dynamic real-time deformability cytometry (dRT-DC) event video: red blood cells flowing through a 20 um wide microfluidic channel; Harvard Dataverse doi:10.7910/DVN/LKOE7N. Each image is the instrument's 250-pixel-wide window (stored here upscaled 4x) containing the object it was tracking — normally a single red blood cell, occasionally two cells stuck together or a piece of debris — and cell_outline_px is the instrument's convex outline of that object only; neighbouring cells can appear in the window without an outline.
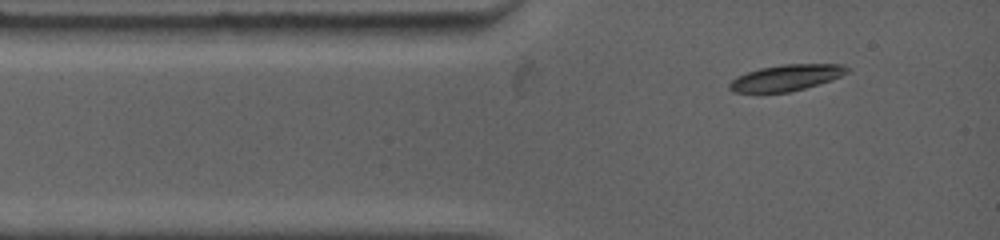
{"species": "common noctule bat (a hibernating species)", "species_latin": "Nyctalus noctula", "temperature_condition": "warm", "stored_images_in_passage": 59, "camera_frame_rate_fps": 4500, "um_per_image_px": 0.085, "animal": {"sex": "female", "body_mass_g": 19.0, "forearm_length_mm": 53.3}, "frame": {"image": 1, "passage_image": 1, "time_ms": 0.0, "image_size_px": [1000, 240], "cell_outline_px": [[848, 72], [832, 80], [804, 88], [788, 92], [732, 92], [728, 88], [728, 84], [736, 76], [760, 68], [784, 64], [844, 64], [848, 68]], "centroid_in_image_um": [66.81, 6.6], "position_along_channel_um": 18.2, "area_um2": 17.8}}
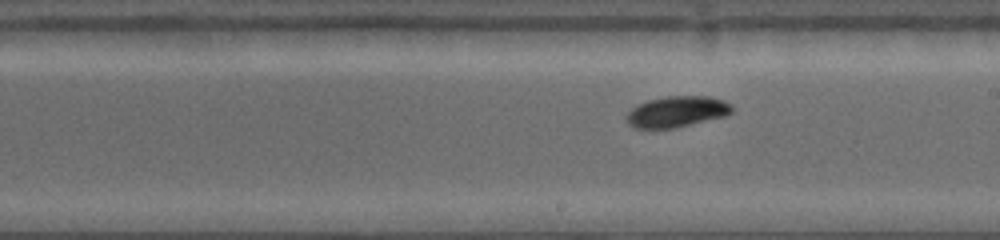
{"frame": {"image": 2, "passage_image": 23, "time_ms": 6.222, "image_size_px": [1000, 240], "cell_outline_px": [[736, 108], [732, 112], [724, 116], [672, 128], [632, 128], [628, 124], [624, 116], [636, 104], [648, 100], [668, 96], [708, 96], [724, 100], [732, 104]], "centroid_in_image_um": [57.52, 9.48], "position_along_channel_um": 231.5, "area_um2": 19.13}}
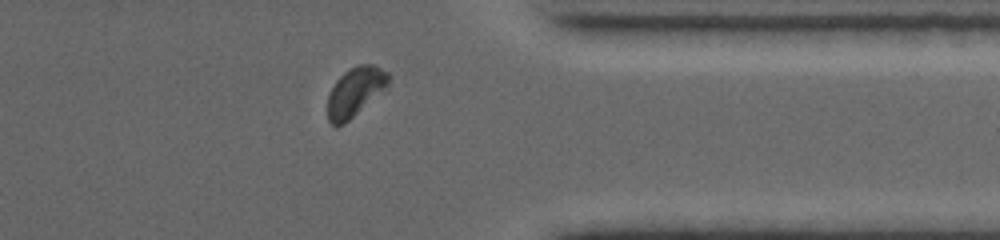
{"frame": {"image": 3, "passage_image": 49, "time_ms": 10.444, "image_size_px": [1000, 240], "cell_outline_px": [[392, 76], [388, 88], [344, 124], [336, 128], [328, 120], [328, 96], [336, 80], [344, 72], [356, 64], [372, 64], [388, 72]], "centroid_in_image_um": [30.23, 7.8], "position_along_channel_um": 381.2, "area_um2": 17.74}, "authors_computed_cell_mechanics": {"area_um2": 18.2648, "velocity_mm_per_s": 3.7388, "shape_relaxation_time_tau1_ms": 1.8582, "shape_relaxation_time_tau2_ms": null, "deformation_change_tau1": 0.104, "deformation_change_tau2": null}}